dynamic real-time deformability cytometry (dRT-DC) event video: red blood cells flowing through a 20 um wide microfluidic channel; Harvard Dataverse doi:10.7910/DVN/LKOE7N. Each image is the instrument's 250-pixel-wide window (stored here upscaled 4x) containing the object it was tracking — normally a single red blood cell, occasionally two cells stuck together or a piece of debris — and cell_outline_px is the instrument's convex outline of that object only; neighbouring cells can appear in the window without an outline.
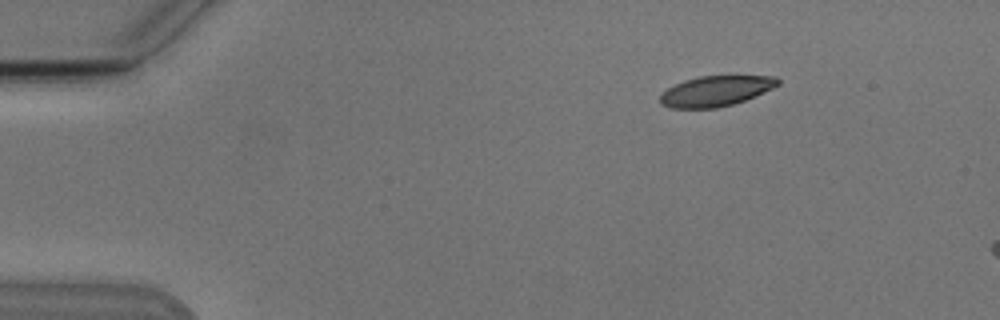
{"species": "Egyptian fruit bat (a non-hibernating species)", "species_latin": "Rousettus aegyptiacus", "temperature_condition": "cold", "stored_images_in_passage": 2, "camera_frame_rate_fps": 3000, "um_per_image_px": 0.085, "animal": {"sex": "male"}, "frame": {"image": 1, "passage_image": 2, "time_ms": 1.333, "image_size_px": [1000, 320], "cell_outline_px": [[780, 84], [756, 96], [732, 104], [716, 108], [672, 108], [660, 104], [660, 96], [668, 88], [684, 80], [700, 76], [776, 76], [780, 80]], "centroid_in_image_um": [60.85, 7.74], "position_along_channel_um": 24.1, "area_um2": 20.69}}